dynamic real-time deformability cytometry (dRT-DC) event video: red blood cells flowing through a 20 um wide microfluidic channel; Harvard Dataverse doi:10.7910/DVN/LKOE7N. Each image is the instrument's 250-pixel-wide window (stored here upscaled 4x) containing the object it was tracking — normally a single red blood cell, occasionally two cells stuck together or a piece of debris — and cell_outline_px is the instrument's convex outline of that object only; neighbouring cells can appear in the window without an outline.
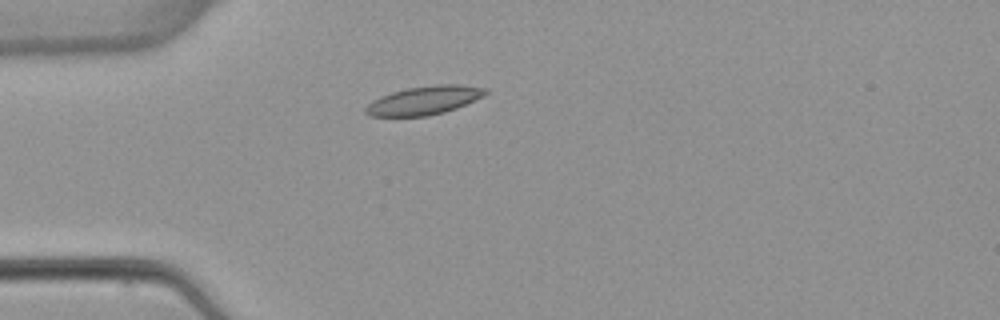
{"species": "common noctule bat (a hibernating species)", "species_latin": "Nyctalus noctula", "temperature_condition": "warm", "stored_images_in_passage": 3, "camera_frame_rate_fps": 3000, "um_per_image_px": 0.085, "animal": {"sex": "female", "body_mass_g": 22.7, "forearm_length_mm": 54.2}, "frame": {"image": 1, "passage_image": 2, "time_ms": 2.0, "image_size_px": [1000, 320], "cell_outline_px": [[488, 92], [484, 96], [456, 108], [444, 112], [428, 116], [368, 116], [364, 112], [364, 108], [372, 100], [380, 96], [392, 92], [408, 88], [436, 84], [460, 84], [488, 88]], "centroid_in_image_um": [36.05, 8.53], "position_along_channel_um": 48.9, "area_um2": 20.06}}